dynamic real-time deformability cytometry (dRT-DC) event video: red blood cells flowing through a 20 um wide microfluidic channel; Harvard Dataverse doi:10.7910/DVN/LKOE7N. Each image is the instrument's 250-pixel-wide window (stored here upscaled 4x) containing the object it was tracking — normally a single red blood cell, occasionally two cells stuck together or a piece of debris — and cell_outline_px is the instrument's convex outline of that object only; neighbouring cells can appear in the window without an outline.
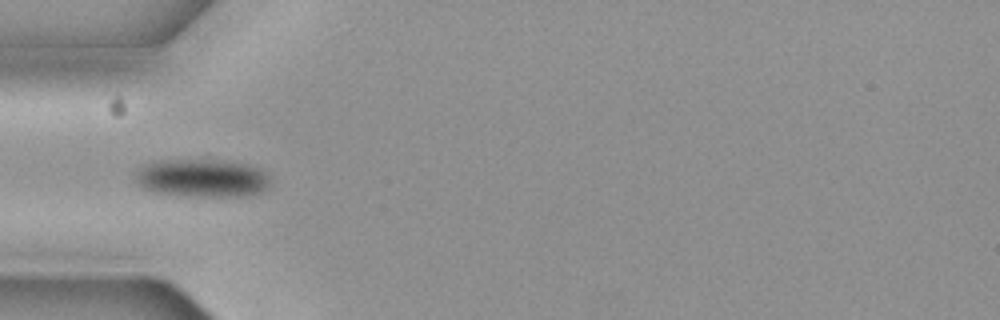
{"species": "common noctule bat (a hibernating species)", "species_latin": "Nyctalus noctula", "temperature_condition": "cold", "stored_images_in_passage": 10, "camera_frame_rate_fps": 3000, "um_per_image_px": 0.085, "animal": {"sex": "female", "body_mass_g": 19.3, "forearm_length_mm": 54.1}, "frame": {"image": 1, "passage_image": 4, "time_ms": 1.0, "image_size_px": [1000, 320], "cell_outline_px": [[272, 184], [268, 188], [260, 192], [248, 196], [192, 196], [156, 192], [140, 188], [132, 172], [136, 168], [160, 160], [220, 160], [248, 164], [260, 168], [268, 172]], "centroid_in_image_um": [17.21, 15.13], "position_along_channel_um": 67.8, "area_um2": 30.46}}
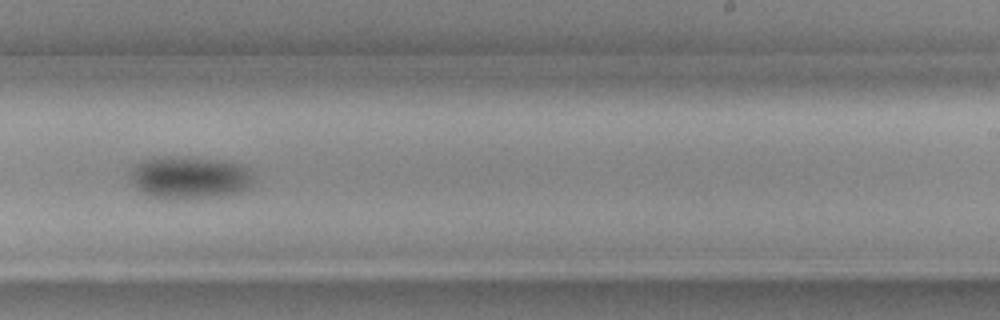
{"frame": {"image": 2, "passage_image": 9, "time_ms": 2.667, "image_size_px": [1000, 320], "cell_outline_px": [[252, 184], [248, 188], [240, 192], [220, 196], [172, 200], [148, 196], [136, 188], [132, 176], [132, 172], [136, 164], [144, 160], [156, 156], [184, 156], [220, 160], [240, 164], [248, 168], [252, 172]], "centroid_in_image_um": [16.13, 15.09], "position_along_channel_um": 272.9, "area_um2": 30.81}}
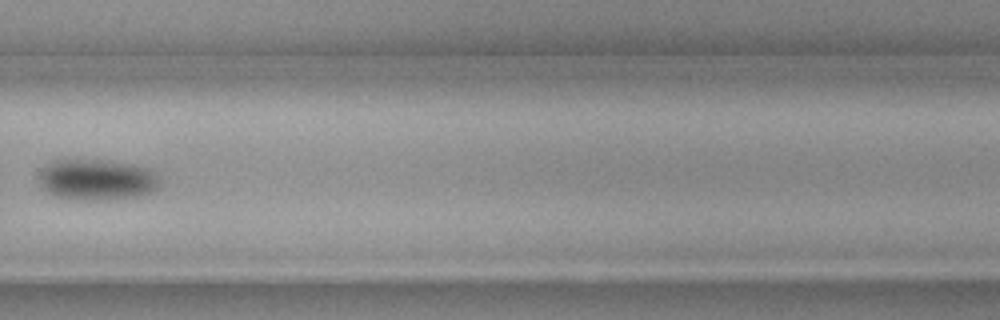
{"frame": {"image": 3, "passage_image": 10, "time_ms": 3.0, "image_size_px": [1000, 320], "cell_outline_px": [[160, 184], [152, 192], [140, 196], [100, 200], [68, 200], [56, 196], [48, 192], [40, 184], [40, 172], [44, 164], [52, 160], [108, 160], [136, 164], [152, 168], [156, 172], [160, 180]], "centroid_in_image_um": [8.27, 15.26], "position_along_channel_um": 321.5, "area_um2": 29.48}}